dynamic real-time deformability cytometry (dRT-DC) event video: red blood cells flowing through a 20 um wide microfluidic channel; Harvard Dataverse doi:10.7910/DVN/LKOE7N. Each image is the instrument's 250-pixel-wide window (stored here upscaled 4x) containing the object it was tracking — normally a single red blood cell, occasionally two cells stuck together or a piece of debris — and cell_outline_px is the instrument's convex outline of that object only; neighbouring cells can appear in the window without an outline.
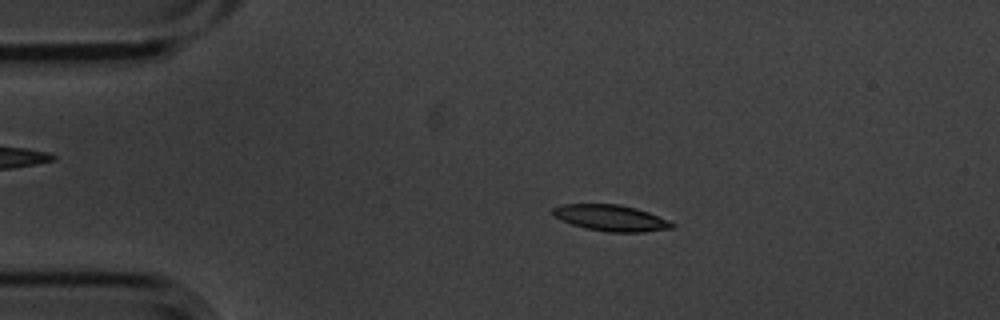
{"species": "common noctule bat (a hibernating species)", "species_latin": "Nyctalus noctula", "temperature_condition": "cold", "stored_images_in_passage": 5, "camera_frame_rate_fps": 3000, "um_per_image_px": 0.085, "animal": {"sex": "male", "body_mass_g": 20.1, "forearm_length_mm": 53.5}, "frame": {"image": 1, "passage_image": 3, "time_ms": 0.667, "image_size_px": [1000, 320], "cell_outline_px": [[676, 224], [672, 228], [644, 232], [608, 232], [584, 228], [572, 224], [556, 216], [552, 212], [552, 208], [564, 204], [620, 204], [636, 208], [648, 212], [668, 220]], "centroid_in_image_um": [51.96, 18.53], "position_along_channel_um": 33.0, "area_um2": 18.03}}
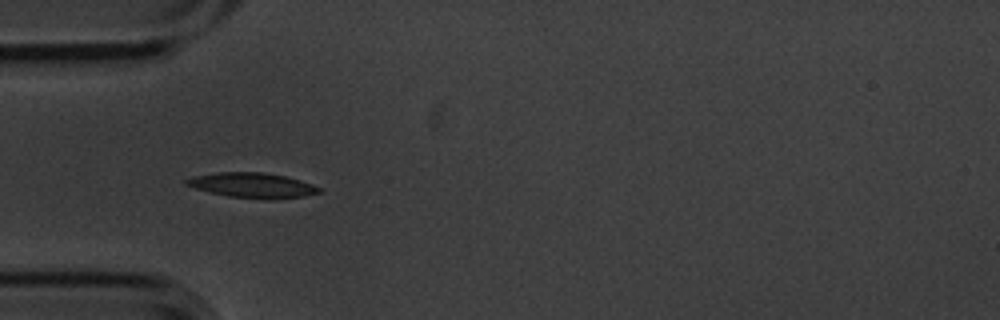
{"frame": {"image": 2, "passage_image": 4, "time_ms": 1.0, "image_size_px": [1000, 320], "cell_outline_px": [[320, 192], [304, 196], [268, 200], [228, 196], [196, 188], [184, 184], [184, 180], [192, 176], [216, 172], [260, 172], [284, 176], [300, 180], [312, 184], [320, 188]], "centroid_in_image_um": [21.43, 15.75], "position_along_channel_um": 63.6, "area_um2": 19.25}}
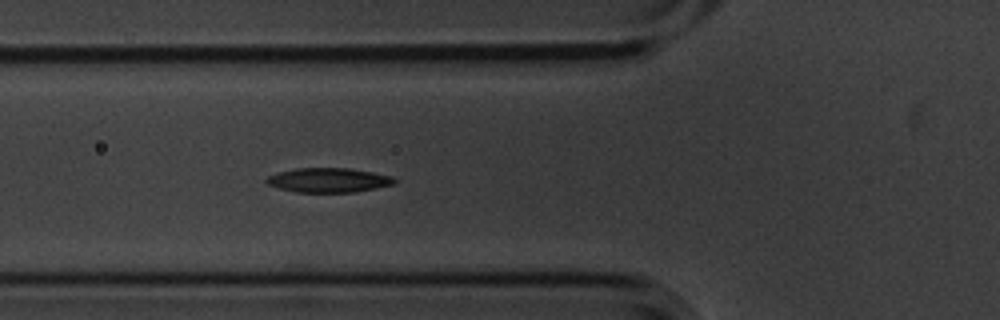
{"frame": {"image": 3, "passage_image": 5, "time_ms": 1.333, "image_size_px": [1000, 320], "cell_outline_px": [[396, 184], [356, 192], [296, 192], [276, 188], [268, 184], [264, 180], [268, 176], [280, 172], [296, 168], [348, 168], [372, 172], [392, 176], [396, 180]], "centroid_in_image_um": [27.93, 15.32], "position_along_channel_um": 97.9, "area_um2": 18.26}}